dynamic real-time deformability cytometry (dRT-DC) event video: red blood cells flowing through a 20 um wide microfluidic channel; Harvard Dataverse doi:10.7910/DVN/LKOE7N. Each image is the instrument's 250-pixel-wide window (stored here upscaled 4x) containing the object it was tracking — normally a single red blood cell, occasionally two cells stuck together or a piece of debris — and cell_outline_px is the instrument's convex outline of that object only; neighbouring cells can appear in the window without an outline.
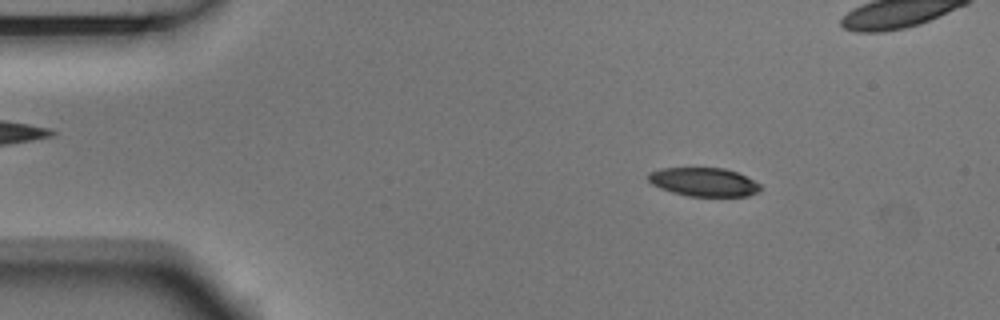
{"species": "Egyptian fruit bat (a non-hibernating species)", "species_latin": "Rousettus aegyptiacus", "temperature_condition": "room temperature", "stored_images_in_passage": 5, "camera_frame_rate_fps": 3000, "um_per_image_px": 0.085, "animal": {"sex": "male"}, "frame": {"image": 1, "passage_image": 2, "time_ms": 0.333, "image_size_px": [1000, 320], "cell_outline_px": [[760, 192], [748, 196], [688, 196], [672, 192], [660, 188], [652, 184], [648, 180], [648, 172], [660, 168], [724, 168], [736, 172], [760, 184]], "centroid_in_image_um": [59.8, 15.47], "position_along_channel_um": 25.2, "area_um2": 18.67}}